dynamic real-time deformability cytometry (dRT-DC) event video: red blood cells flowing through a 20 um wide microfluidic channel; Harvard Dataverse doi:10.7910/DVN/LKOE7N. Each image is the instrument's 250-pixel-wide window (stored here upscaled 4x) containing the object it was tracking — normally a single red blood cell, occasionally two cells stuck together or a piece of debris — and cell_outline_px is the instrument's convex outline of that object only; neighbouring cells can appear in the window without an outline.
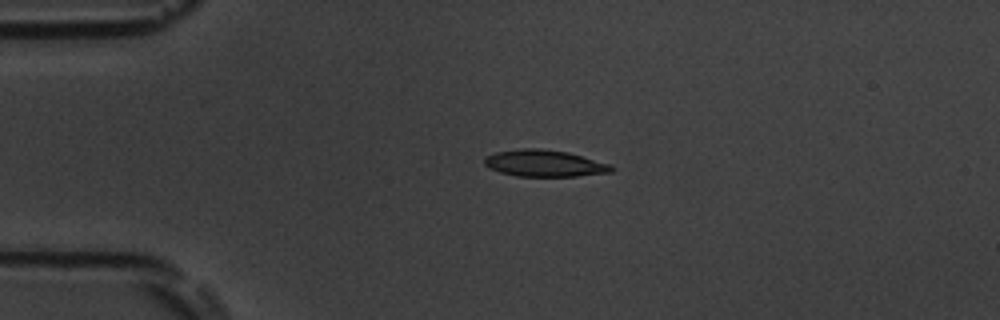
{"species": "common noctule bat (a hibernating species)", "species_latin": "Nyctalus noctula", "temperature_condition": "room temperature", "stored_images_in_passage": 43, "camera_frame_rate_fps": 3000, "um_per_image_px": 0.085, "animal": {"sex": "male", "body_mass_g": 19.5, "forearm_length_mm": 54.6}, "frame": {"image": 1, "passage_image": 1, "time_ms": 0.0, "image_size_px": [1000, 320], "cell_outline_px": [[616, 168], [612, 172], [576, 176], [516, 176], [500, 172], [488, 168], [484, 164], [484, 156], [496, 152], [524, 148], [540, 148], [568, 152], [612, 164]], "centroid_in_image_um": [46.29, 13.88], "position_along_channel_um": 38.7, "area_um2": 19.94}}
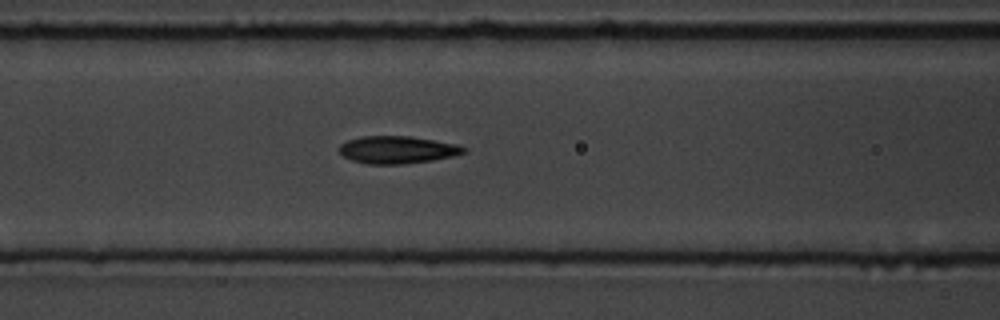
{"frame": {"image": 2, "passage_image": 11, "time_ms": 3.333, "image_size_px": [1000, 320], "cell_outline_px": [[468, 152], [456, 156], [432, 160], [404, 164], [368, 164], [352, 160], [344, 156], [340, 152], [340, 144], [348, 140], [360, 136], [408, 136], [456, 144], [468, 148]], "centroid_in_image_um": [33.81, 12.73], "position_along_channel_um": 132.8, "area_um2": 19.94}}
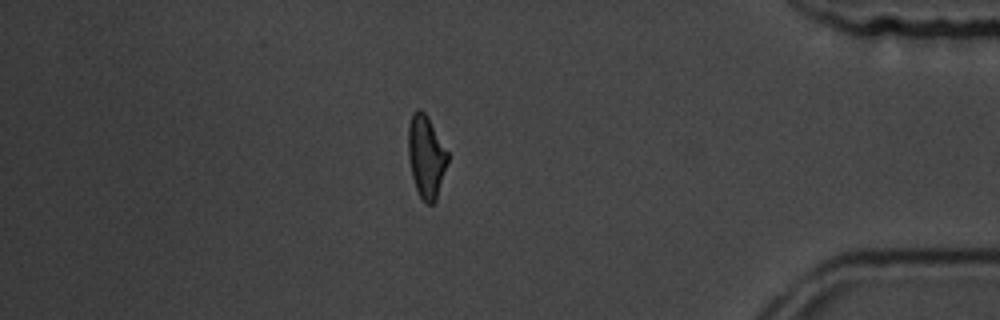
{"frame": {"image": 3, "passage_image": 35, "time_ms": 11.333, "image_size_px": [1000, 320], "cell_outline_px": [[448, 160], [436, 200], [432, 204], [428, 204], [420, 196], [416, 188], [412, 176], [408, 156], [408, 124], [412, 112], [416, 108], [420, 108], [428, 116], [448, 152]], "centroid_in_image_um": [36.21, 13.25], "position_along_channel_um": 399.0, "area_um2": 18.96}, "authors_computed_cell_mechanics": {"area_um2": 19.7098, "velocity_mm_per_s": 3.7773, "shape_relaxation_time_tau1_ms": 4.1246, "shape_relaxation_time_tau2_ms": 2.1403, "deformation_change_tau1": 0.1416, "deformation_change_tau2": 0.086}}